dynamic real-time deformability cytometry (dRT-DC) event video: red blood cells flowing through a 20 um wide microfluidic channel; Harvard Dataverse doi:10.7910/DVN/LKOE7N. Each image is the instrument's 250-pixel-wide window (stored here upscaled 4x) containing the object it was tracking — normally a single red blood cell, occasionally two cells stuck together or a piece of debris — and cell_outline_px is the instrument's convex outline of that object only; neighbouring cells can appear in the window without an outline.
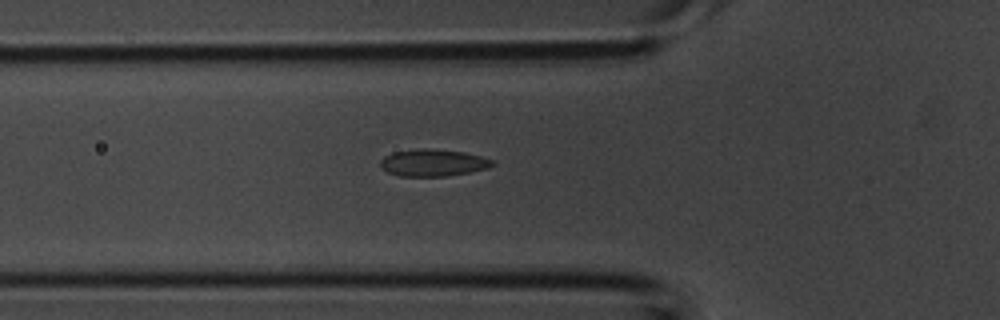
{"species": "common noctule bat (a hibernating species)", "species_latin": "Nyctalus noctula", "temperature_condition": "room temperature", "stored_images_in_passage": 41, "camera_frame_rate_fps": 3000, "um_per_image_px": 0.085, "animal": {"sex": "male", "body_mass_g": 20.1, "forearm_length_mm": 53.5}, "frame": {"image": 1, "passage_image": 13, "time_ms": 4.0, "image_size_px": [1000, 320], "cell_outline_px": [[496, 164], [488, 168], [448, 176], [400, 176], [388, 172], [380, 168], [380, 160], [384, 156], [392, 152], [420, 148], [428, 148], [464, 152], [480, 156], [492, 160]], "centroid_in_image_um": [36.78, 13.83], "position_along_channel_um": 89.0, "area_um2": 17.69}}
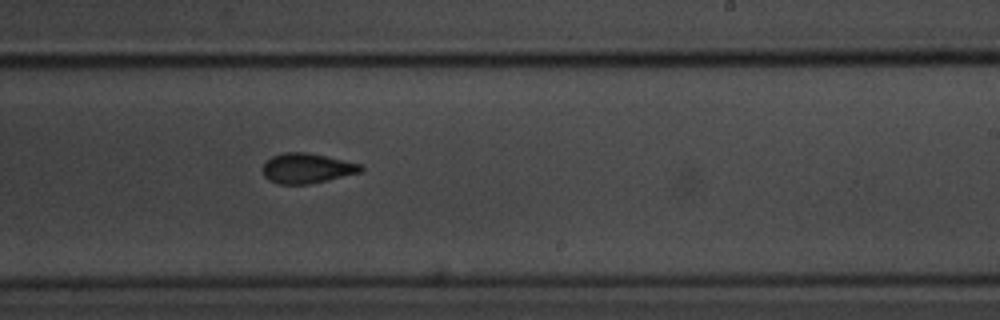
{"frame": {"image": 2, "passage_image": 24, "time_ms": 7.667, "image_size_px": [1000, 320], "cell_outline_px": [[364, 168], [360, 172], [328, 180], [308, 184], [276, 184], [268, 180], [264, 176], [264, 164], [272, 156], [284, 152], [308, 152], [364, 164]], "centroid_in_image_um": [26.11, 14.3], "position_along_channel_um": 262.9, "area_um2": 17.22}}
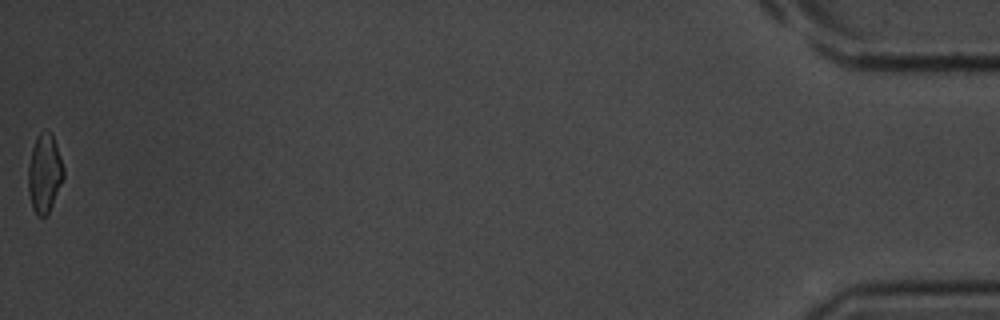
{"frame": {"image": 3, "passage_image": 41, "time_ms": 13.333, "image_size_px": [1000, 320], "cell_outline_px": [[64, 176], [48, 216], [36, 216], [32, 208], [28, 192], [28, 168], [32, 148], [36, 136], [44, 128], [52, 136], [56, 144], [64, 168]], "centroid_in_image_um": [3.77, 14.76], "position_along_channel_um": 431.4, "area_um2": 16.3}}